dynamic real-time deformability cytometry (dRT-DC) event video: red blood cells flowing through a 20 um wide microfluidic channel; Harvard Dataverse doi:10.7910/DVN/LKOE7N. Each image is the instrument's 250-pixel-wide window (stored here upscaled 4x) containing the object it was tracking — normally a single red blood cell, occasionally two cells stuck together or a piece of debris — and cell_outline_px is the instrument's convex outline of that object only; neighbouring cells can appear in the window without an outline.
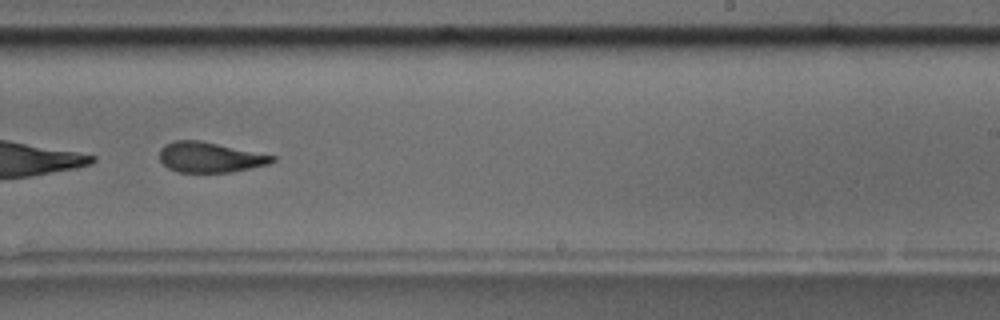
{"species": "common noctule bat (a hibernating species)", "species_latin": "Nyctalus noctula", "temperature_condition": "room temperature", "stored_images_in_passage": 51, "camera_frame_rate_fps": 3000, "um_per_image_px": 0.085, "animal": {"sex": "male", "body_mass_g": 17.5, "forearm_length_mm": 52.3}, "frame": {"image": 1, "passage_image": 32, "time_ms": 10.333, "image_size_px": [1000, 320], "cell_outline_px": [[276, 160], [268, 164], [232, 172], [176, 172], [168, 168], [160, 160], [160, 148], [164, 144], [172, 140], [200, 140], [276, 156]], "centroid_in_image_um": [17.81, 13.36], "position_along_channel_um": 271.2, "area_um2": 19.94}}